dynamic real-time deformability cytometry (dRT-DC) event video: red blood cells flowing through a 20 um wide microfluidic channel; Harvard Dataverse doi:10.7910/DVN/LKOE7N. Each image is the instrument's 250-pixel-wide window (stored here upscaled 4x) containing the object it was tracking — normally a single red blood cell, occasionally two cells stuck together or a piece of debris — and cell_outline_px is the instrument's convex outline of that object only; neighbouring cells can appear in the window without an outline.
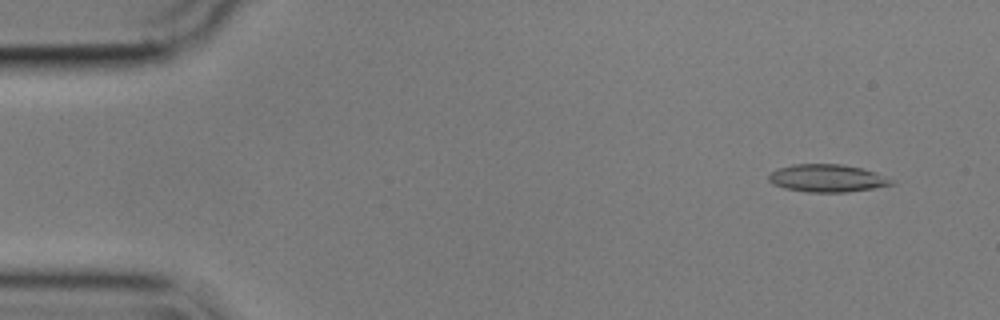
{"species": "common noctule bat (a hibernating species)", "species_latin": "Nyctalus noctula", "temperature_condition": "cold", "stored_images_in_passage": 49, "camera_frame_rate_fps": 3000, "um_per_image_px": 0.085, "animal": {"sex": "male", "body_mass_g": 17.9}, "frame": {"image": 1, "passage_image": 4, "time_ms": 1.0, "image_size_px": [1000, 320], "cell_outline_px": [[896, 184], [848, 192], [808, 192], [784, 188], [772, 184], [768, 180], [768, 176], [776, 168], [792, 164], [840, 164], [860, 168], [876, 172], [892, 180]], "centroid_in_image_um": [70.27, 15.15], "position_along_channel_um": 14.7, "area_um2": 19.77}}
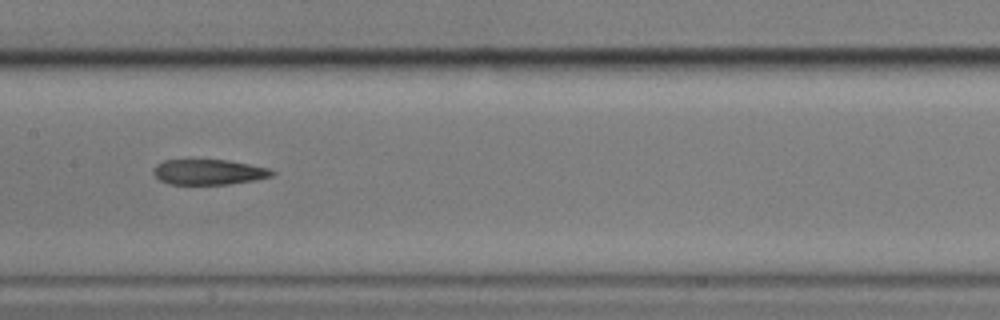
{"frame": {"image": 2, "passage_image": 27, "time_ms": 8.667, "image_size_px": [1000, 320], "cell_outline_px": [[276, 172], [272, 176], [256, 180], [228, 184], [168, 184], [160, 180], [152, 172], [156, 164], [164, 160], [228, 160], [268, 168]], "centroid_in_image_um": [17.74, 14.62], "position_along_channel_um": 189.7, "area_um2": 17.46}}
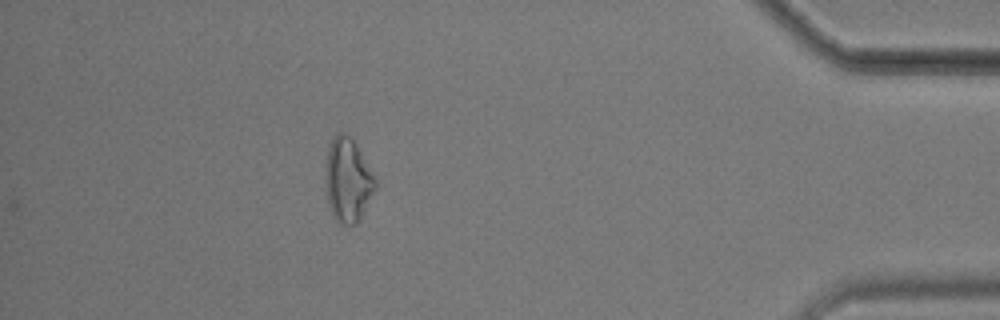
{"frame": {"image": 3, "passage_image": 49, "time_ms": 16.0, "image_size_px": [1000, 320], "cell_outline_px": [[376, 188], [360, 220], [356, 224], [340, 224], [336, 220], [328, 204], [324, 180], [324, 176], [328, 148], [332, 136], [336, 132], [344, 132], [352, 136], [376, 180]], "centroid_in_image_um": [29.54, 15.28], "position_along_channel_um": 405.7, "area_um2": 24.68}}